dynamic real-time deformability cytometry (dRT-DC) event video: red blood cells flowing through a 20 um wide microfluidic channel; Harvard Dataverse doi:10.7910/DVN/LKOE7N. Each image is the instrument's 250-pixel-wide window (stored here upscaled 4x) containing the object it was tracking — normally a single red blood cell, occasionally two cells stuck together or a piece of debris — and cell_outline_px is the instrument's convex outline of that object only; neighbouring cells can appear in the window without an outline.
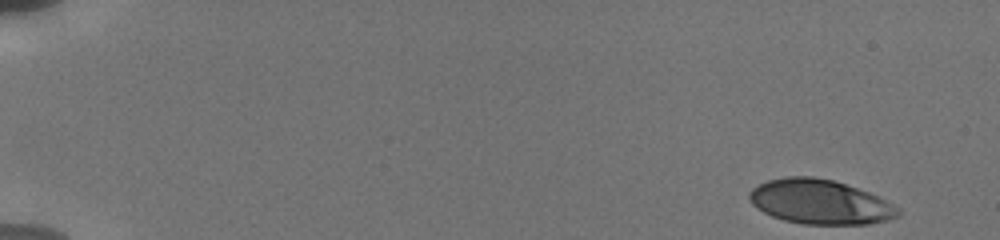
{"species": "human", "species_latin": "Homo sapiens", "temperature_condition": "cold", "stored_images_in_passage": 58, "camera_frame_rate_fps": 3000, "um_per_image_px": 0.085, "donor": {"sex": "male"}, "frame": {"image": 1, "passage_image": 1, "time_ms": 0.0, "image_size_px": [1000, 240], "cell_outline_px": [[900, 216], [888, 220], [868, 224], [804, 224], [784, 220], [772, 216], [756, 208], [748, 200], [748, 192], [752, 188], [768, 180], [784, 176], [812, 176], [832, 180], [880, 196], [900, 208]], "centroid_in_image_um": [69.7, 17.16], "position_along_channel_um": 15.3, "area_um2": 38.78}}
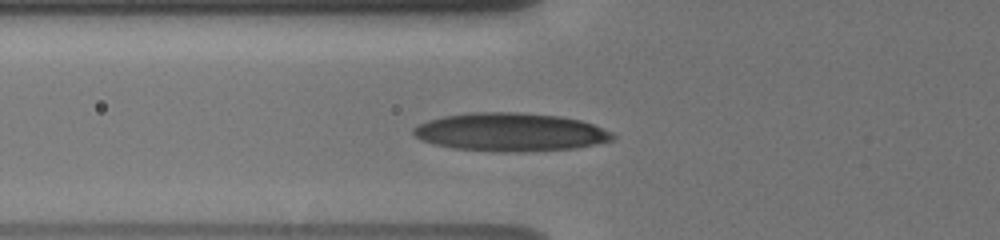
{"frame": {"image": 2, "passage_image": 18, "time_ms": 6.0, "image_size_px": [1000, 240], "cell_outline_px": [[616, 136], [612, 140], [576, 148], [520, 152], [504, 152], [452, 148], [420, 140], [412, 132], [412, 128], [428, 120], [444, 116], [472, 112], [520, 112], [560, 116], [580, 120], [592, 124], [612, 132]], "centroid_in_image_um": [43.38, 11.23], "position_along_channel_um": 82.4, "area_um2": 44.39}}
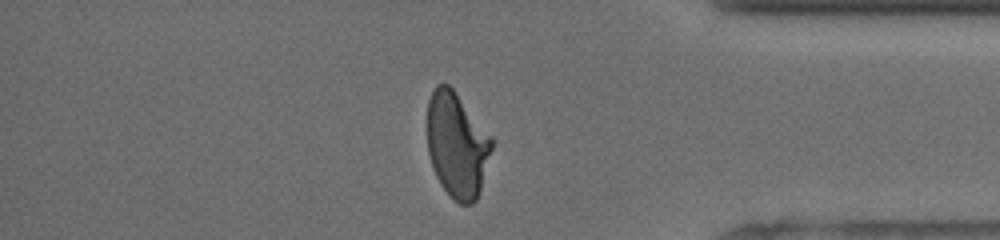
{"frame": {"image": 3, "passage_image": 52, "time_ms": 14.667, "image_size_px": [1000, 240], "cell_outline_px": [[496, 140], [476, 200], [472, 204], [460, 204], [440, 184], [436, 176], [428, 152], [428, 100], [436, 84], [448, 84], [452, 88]], "centroid_in_image_um": [38.87, 12.3], "position_along_channel_um": 396.3, "area_um2": 39.48}, "authors_computed_cell_mechanics": {"area_um2": 40.7201, "velocity_mm_per_s": 3.8038, "shape_relaxation_time_tau1_ms": 5.8125, "shape_relaxation_time_tau2_ms": 0.8288, "deformation_change_tau1": 0.2159, "deformation_change_tau2": 0.0818}}